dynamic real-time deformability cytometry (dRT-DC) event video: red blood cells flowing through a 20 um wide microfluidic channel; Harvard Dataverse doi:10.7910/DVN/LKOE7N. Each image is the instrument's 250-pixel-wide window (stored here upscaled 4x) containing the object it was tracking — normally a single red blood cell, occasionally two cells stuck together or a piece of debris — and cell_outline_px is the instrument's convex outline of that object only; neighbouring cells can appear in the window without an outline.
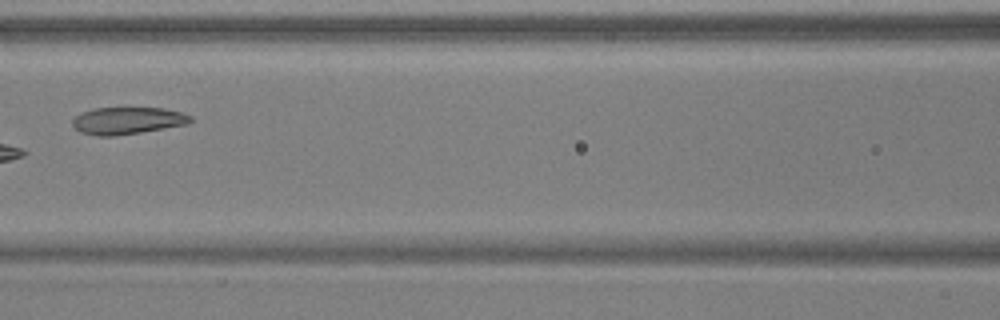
{"species": "common noctule bat (a hibernating species)", "species_latin": "Nyctalus noctula", "temperature_condition": "warm", "stored_images_in_passage": 5, "camera_frame_rate_fps": 3000, "um_per_image_px": 0.085, "animal": {"sex": "male", "body_mass_g": 17.9, "forearm_length_mm": 54.2}, "frame": {"image": 1, "passage_image": 4, "time_ms": 1.0, "image_size_px": [1000, 320], "cell_outline_px": [[192, 120], [188, 124], [140, 132], [112, 136], [96, 136], [80, 132], [72, 124], [72, 120], [80, 112], [96, 108], [164, 108], [180, 112], [192, 116]], "centroid_in_image_um": [10.82, 10.25], "position_along_channel_um": 155.8, "area_um2": 18.55}}
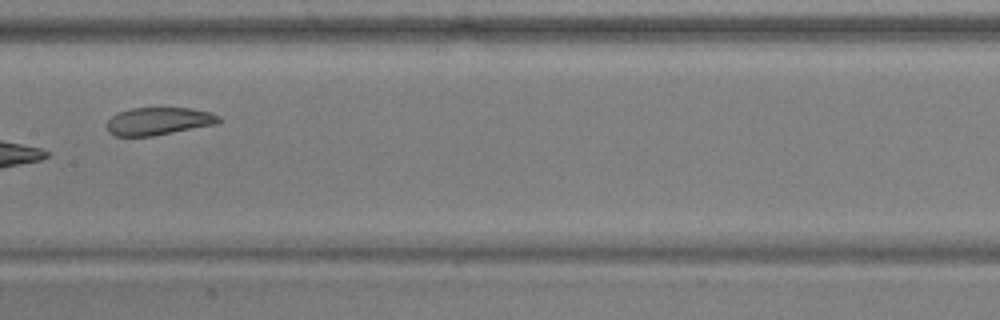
{"frame": {"image": 2, "passage_image": 5, "time_ms": 1.333, "image_size_px": [1000, 320], "cell_outline_px": [[220, 120], [216, 124], [152, 136], [116, 136], [108, 132], [108, 120], [112, 116], [120, 112], [132, 108], [192, 108], [212, 112], [220, 116]], "centroid_in_image_um": [13.51, 10.29], "position_along_channel_um": 193.9, "area_um2": 17.92}}